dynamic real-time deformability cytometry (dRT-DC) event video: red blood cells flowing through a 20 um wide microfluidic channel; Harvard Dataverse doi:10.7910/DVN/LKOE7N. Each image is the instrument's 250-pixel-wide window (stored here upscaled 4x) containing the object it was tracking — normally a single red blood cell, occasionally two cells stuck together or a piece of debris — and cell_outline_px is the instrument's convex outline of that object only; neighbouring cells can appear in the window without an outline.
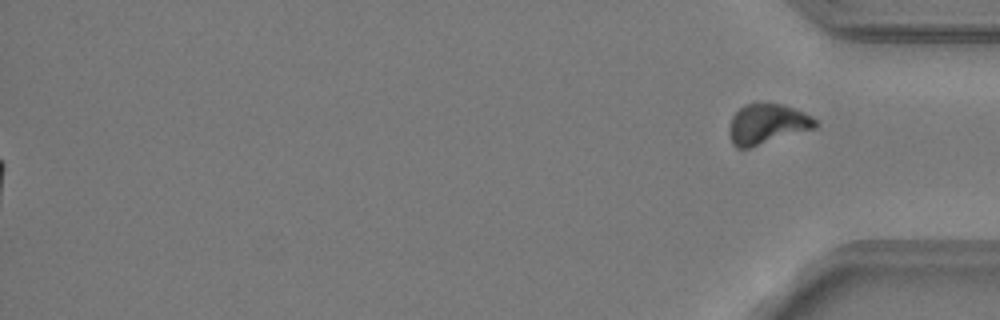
{"species": "common noctule bat (a hibernating species)", "species_latin": "Nyctalus noctula", "temperature_condition": "warm", "stored_images_in_passage": 42, "segment_of_instrument_passage": [2, 2], "camera_frame_rate_fps": 3000, "um_per_image_px": 0.085, "animal": {"sex": "male", "body_mass_g": 19.2, "forearm_length_mm": 51.8}, "frame": {"image": 1, "passage_image": 42, "time_ms": 13.667, "image_size_px": [1000, 320], "cell_outline_px": [[816, 128], [748, 148], [736, 148], [732, 144], [728, 132], [728, 128], [732, 116], [744, 104], [780, 104], [804, 112], [812, 116], [816, 120]], "centroid_in_image_um": [65.18, 10.56], "position_along_channel_um": 370.0, "area_um2": 20.0}}